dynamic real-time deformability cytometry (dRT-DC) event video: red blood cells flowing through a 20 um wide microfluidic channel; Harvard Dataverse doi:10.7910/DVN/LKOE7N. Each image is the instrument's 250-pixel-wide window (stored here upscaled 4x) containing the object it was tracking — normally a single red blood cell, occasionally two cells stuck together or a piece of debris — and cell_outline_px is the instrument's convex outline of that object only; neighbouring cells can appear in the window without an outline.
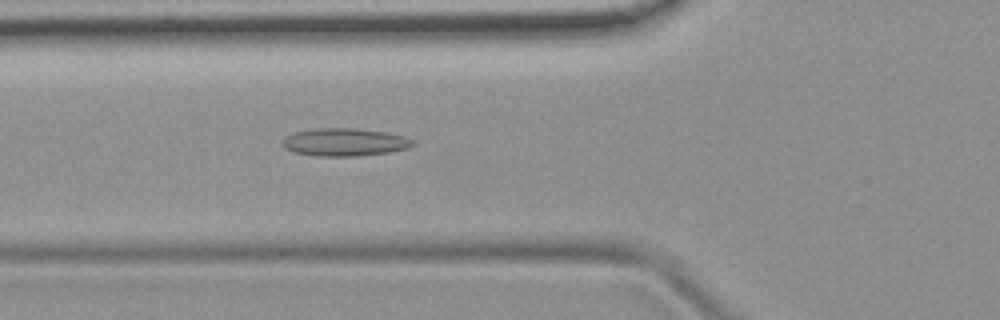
{"species": "common noctule bat (a hibernating species)", "species_latin": "Nyctalus noctula", "temperature_condition": "room temperature", "stored_images_in_passage": 37, "camera_frame_rate_fps": 3000, "um_per_image_px": 0.085, "animal": {"sex": "female", "body_mass_g": 19.9}, "frame": {"image": 1, "passage_image": 4, "time_ms": 1.0, "image_size_px": [1000, 320], "cell_outline_px": [[416, 144], [408, 148], [388, 152], [356, 156], [316, 156], [292, 152], [284, 148], [280, 144], [280, 140], [284, 136], [296, 132], [312, 128], [356, 128], [384, 132], [404, 136], [412, 140]], "centroid_in_image_um": [29.22, 12.08], "position_along_channel_um": 96.6, "area_um2": 21.33}}
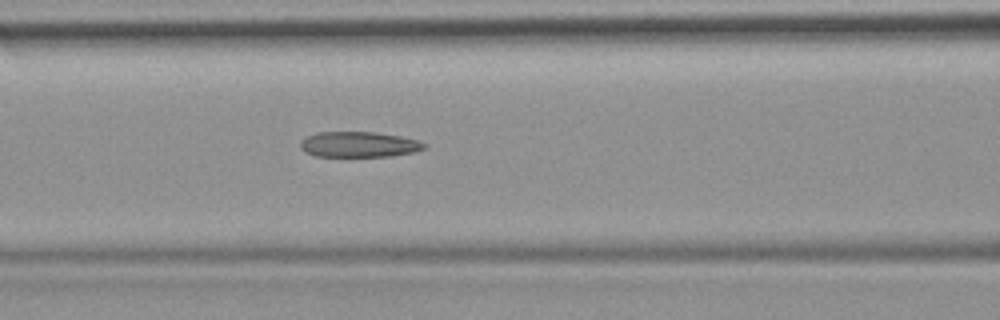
{"frame": {"image": 2, "passage_image": 7, "time_ms": 2.0, "image_size_px": [1000, 320], "cell_outline_px": [[428, 148], [416, 152], [392, 156], [316, 156], [304, 152], [300, 148], [300, 140], [316, 132], [376, 132], [400, 136], [420, 140], [428, 144]], "centroid_in_image_um": [30.56, 12.28], "position_along_channel_um": 136.0, "area_um2": 18.73}}
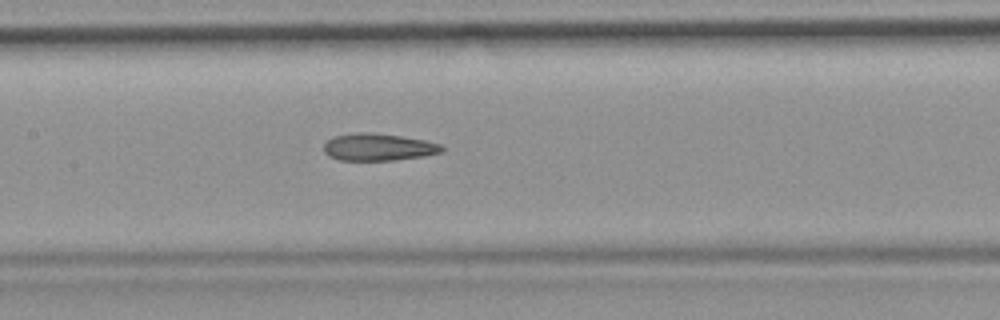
{"frame": {"image": 3, "passage_image": 10, "time_ms": 3.0, "image_size_px": [1000, 320], "cell_outline_px": [[444, 152], [424, 156], [396, 160], [340, 160], [328, 156], [324, 152], [324, 144], [328, 140], [336, 136], [352, 132], [372, 132], [400, 136], [424, 140], [440, 144], [444, 148]], "centroid_in_image_um": [32.16, 12.5], "position_along_channel_um": 175.2, "area_um2": 18.79}, "authors_computed_cell_mechanics": {"area_um2": 18.9584, "velocity_mm_per_s": 3.9194, "shape_relaxation_time_tau1_ms": null, "shape_relaxation_time_tau2_ms": 3.3488, "deformation_change_tau1": null, "deformation_change_tau2": 0.1295}}